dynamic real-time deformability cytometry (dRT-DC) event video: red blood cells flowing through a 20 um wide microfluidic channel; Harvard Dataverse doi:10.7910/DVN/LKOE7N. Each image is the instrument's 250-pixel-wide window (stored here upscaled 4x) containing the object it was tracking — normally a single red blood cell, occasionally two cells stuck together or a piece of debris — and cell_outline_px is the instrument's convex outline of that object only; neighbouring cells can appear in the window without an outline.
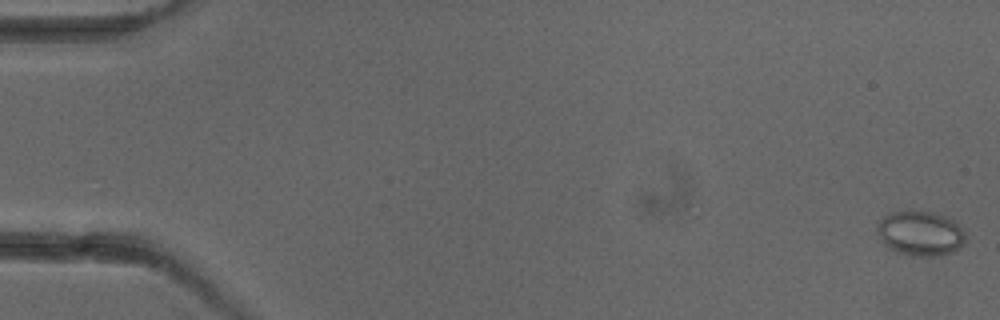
{"species": "common noctule bat (a hibernating species)", "species_latin": "Nyctalus noctula", "temperature_condition": "cold", "stored_images_in_passage": 5, "camera_frame_rate_fps": 3000, "um_per_image_px": 0.085, "animal": {"sex": "female"}, "frame": {"image": 1, "passage_image": 1, "time_ms": 0.0, "image_size_px": [1000, 320], "cell_outline_px": [[964, 244], [960, 248], [952, 252], [936, 256], [920, 256], [900, 252], [884, 244], [876, 232], [876, 224], [884, 216], [892, 212], [932, 212], [956, 220], [964, 232]], "centroid_in_image_um": [78.25, 19.83], "position_along_channel_um": 6.8, "area_um2": 22.77}}
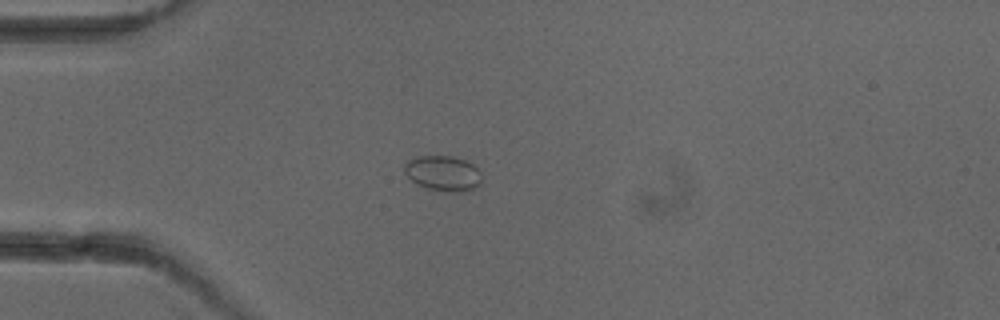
{"frame": {"image": 2, "passage_image": 5, "time_ms": 4.667, "image_size_px": [1000, 320], "cell_outline_px": [[480, 184], [468, 192], [444, 192], [428, 188], [412, 180], [404, 172], [404, 164], [408, 160], [420, 156], [452, 156], [464, 160], [472, 164], [480, 172]], "centroid_in_image_um": [37.67, 14.74], "position_along_channel_um": 47.3, "area_um2": 15.78}}